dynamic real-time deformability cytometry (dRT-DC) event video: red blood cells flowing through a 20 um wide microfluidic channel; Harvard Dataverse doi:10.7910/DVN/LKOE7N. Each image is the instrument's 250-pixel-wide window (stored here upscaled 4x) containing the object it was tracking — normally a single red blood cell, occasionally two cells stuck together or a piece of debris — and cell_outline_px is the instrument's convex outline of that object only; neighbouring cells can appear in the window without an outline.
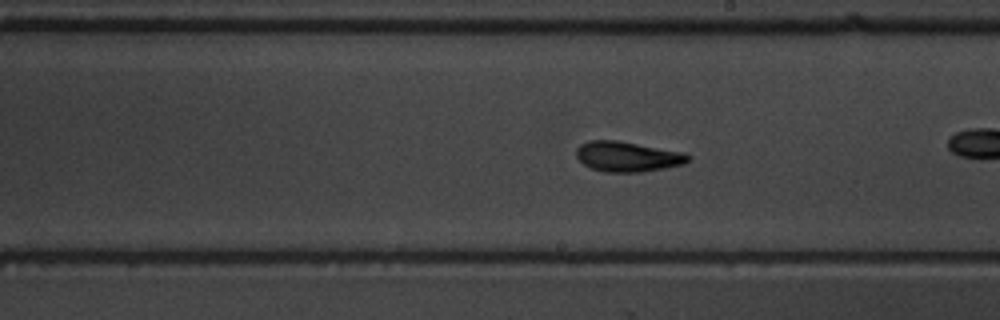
{"species": "common noctule bat (a hibernating species)", "species_latin": "Nyctalus noctula", "temperature_condition": "warm", "stored_images_in_passage": 55, "camera_frame_rate_fps": 3000, "um_per_image_px": 0.085, "animal": {"sex": "male", "body_mass_g": 19.5, "forearm_length_mm": 54.6}, "frame": {"image": 1, "passage_image": 32, "time_ms": 10.333, "image_size_px": [1000, 320], "cell_outline_px": [[692, 156], [684, 164], [664, 168], [640, 172], [604, 172], [592, 168], [584, 164], [576, 156], [576, 148], [580, 144], [588, 140], [616, 140], [684, 152]], "centroid_in_image_um": [53.33, 13.3], "position_along_channel_um": 235.7, "area_um2": 19.65}}
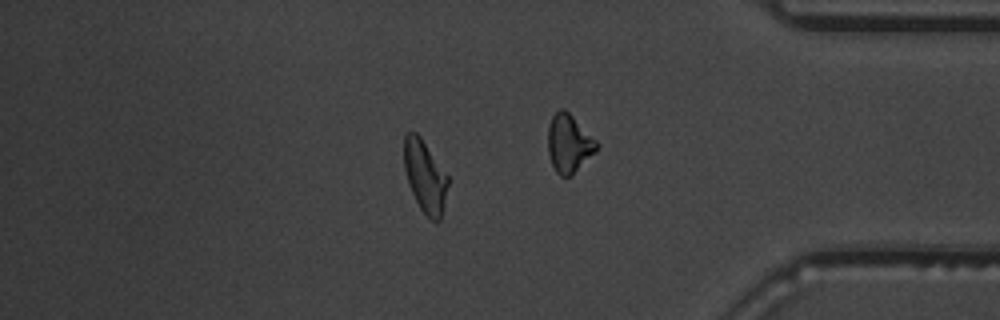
{"frame": {"image": 2, "passage_image": 47, "time_ms": 15.333, "image_size_px": [1000, 320], "cell_outline_px": [[448, 184], [444, 204], [440, 220], [436, 224], [420, 208], [408, 184], [404, 168], [404, 136], [408, 132], [416, 132], [420, 136], [448, 176]], "centroid_in_image_um": [36.12, 14.99], "position_along_channel_um": 399.1, "area_um2": 18.26}, "authors_computed_cell_mechanics": {"area_um2": 19.074, "velocity_mm_per_s": 3.8507, "shape_relaxation_time_tau1_ms": 4.3601, "shape_relaxation_time_tau2_ms": 2.163, "deformation_change_tau1": 0.1752, "deformation_change_tau2": 0.0924}}